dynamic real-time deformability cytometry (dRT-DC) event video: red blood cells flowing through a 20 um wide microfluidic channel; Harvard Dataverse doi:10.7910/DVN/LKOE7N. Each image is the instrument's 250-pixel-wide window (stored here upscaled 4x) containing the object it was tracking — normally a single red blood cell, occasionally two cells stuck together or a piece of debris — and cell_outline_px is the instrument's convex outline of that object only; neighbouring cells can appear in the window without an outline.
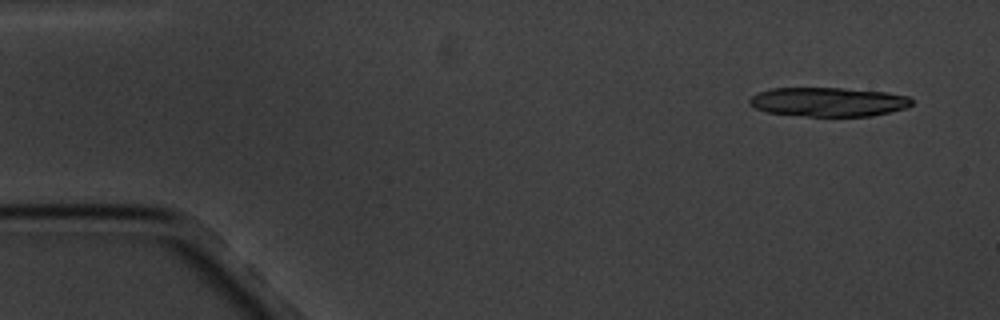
{"species": "common noctule bat (a hibernating species)", "species_latin": "Nyctalus noctula", "temperature_condition": "cold", "stored_images_in_passage": 3, "camera_frame_rate_fps": 3000, "um_per_image_px": 0.085, "animal": {"sex": "male", "body_mass_g": 20.1, "forearm_length_mm": 53.5}, "frame": {"image": 1, "passage_image": 1, "time_ms": 0.0, "image_size_px": [1000, 320], "cell_outline_px": [[912, 104], [904, 108], [872, 116], [808, 116], [768, 112], [756, 108], [748, 104], [748, 100], [752, 96], [760, 92], [772, 88], [840, 88], [888, 92], [908, 96], [912, 100]], "centroid_in_image_um": [70.41, 8.66], "position_along_channel_um": 14.6, "area_um2": 27.34}}